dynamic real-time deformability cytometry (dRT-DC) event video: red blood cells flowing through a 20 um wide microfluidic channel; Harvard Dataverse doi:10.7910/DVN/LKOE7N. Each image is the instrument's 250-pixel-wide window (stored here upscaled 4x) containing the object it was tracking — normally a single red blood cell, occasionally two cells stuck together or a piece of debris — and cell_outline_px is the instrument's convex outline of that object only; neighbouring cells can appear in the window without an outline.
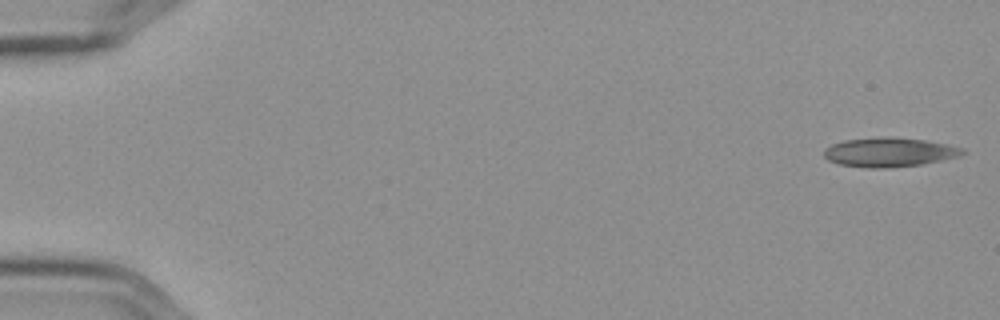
{"species": "Egyptian fruit bat (a non-hibernating species)", "species_latin": "Rousettus aegyptiacus", "temperature_condition": "cold", "stored_images_in_passage": 5, "camera_frame_rate_fps": 3000, "um_per_image_px": 0.085, "frame": {"image": 1, "passage_image": 1, "time_ms": 0.0, "image_size_px": [1000, 320], "cell_outline_px": [[964, 152], [956, 156], [940, 160], [920, 164], [884, 168], [868, 168], [840, 164], [828, 160], [824, 156], [824, 148], [832, 144], [844, 140], [924, 140], [948, 144], [964, 148]], "centroid_in_image_um": [75.56, 12.98], "position_along_channel_um": 9.4, "area_um2": 22.2}}